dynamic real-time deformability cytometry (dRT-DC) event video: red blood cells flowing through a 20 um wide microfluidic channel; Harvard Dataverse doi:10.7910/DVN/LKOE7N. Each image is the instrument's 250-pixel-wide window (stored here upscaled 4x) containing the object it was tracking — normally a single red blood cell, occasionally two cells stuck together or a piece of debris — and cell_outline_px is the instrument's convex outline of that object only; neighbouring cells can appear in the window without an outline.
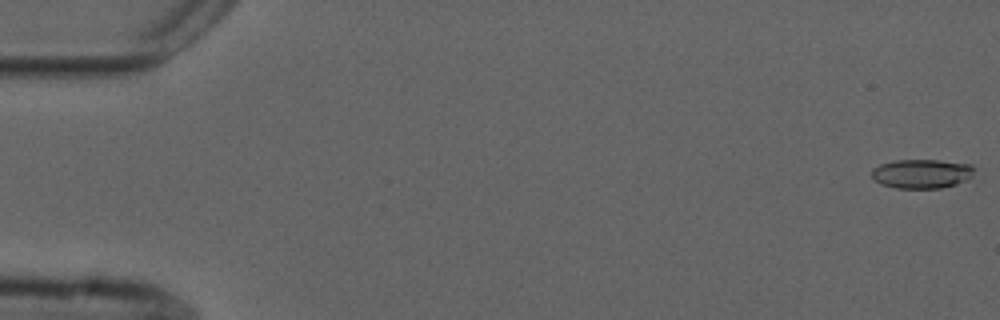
{"species": "common noctule bat (a hibernating species)", "species_latin": "Nyctalus noctula", "temperature_condition": "cold", "stored_images_in_passage": 55, "camera_frame_rate_fps": 3000, "um_per_image_px": 0.085, "animal": {"sex": "male", "forearm_length_mm": 52.5}, "frame": {"image": 1, "passage_image": 1, "time_ms": 0.0, "image_size_px": [1000, 320], "cell_outline_px": [[976, 168], [972, 176], [968, 180], [956, 184], [940, 188], [896, 188], [880, 184], [872, 176], [872, 168], [880, 164], [896, 160], [940, 160], [972, 164]], "centroid_in_image_um": [78.39, 14.76], "position_along_channel_um": 6.6, "area_um2": 17.63}}
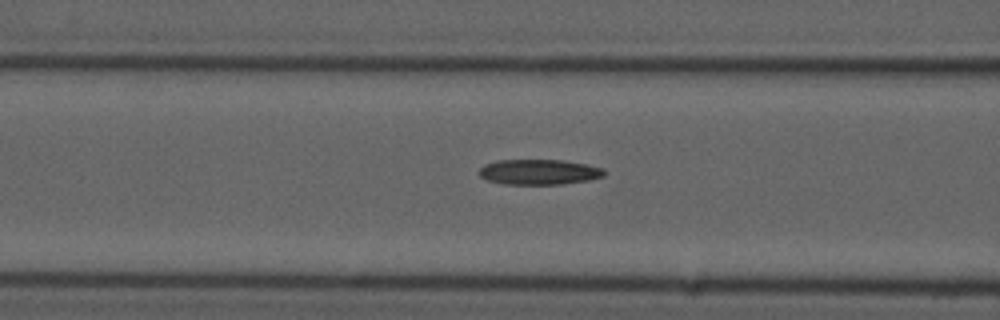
{"frame": {"image": 2, "passage_image": 22, "time_ms": 7.0, "image_size_px": [1000, 320], "cell_outline_px": [[604, 176], [588, 180], [560, 184], [504, 184], [488, 180], [480, 176], [480, 168], [484, 164], [496, 160], [564, 160], [588, 164], [604, 168]], "centroid_in_image_um": [45.83, 14.61], "position_along_channel_um": 120.8, "area_um2": 18.44}}
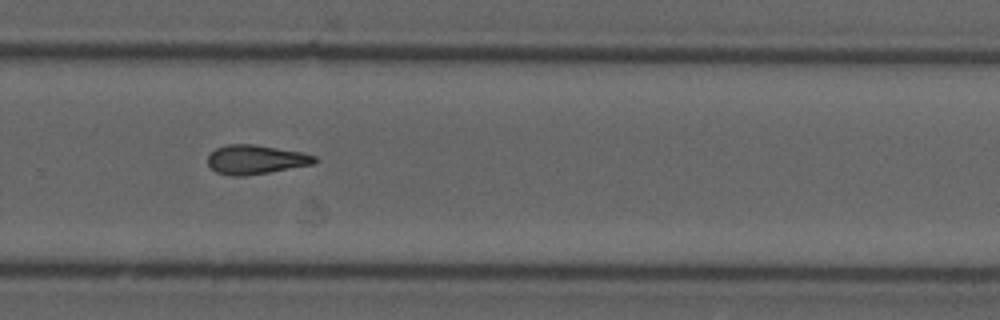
{"frame": {"image": 3, "passage_image": 37, "time_ms": 12.0, "image_size_px": [1000, 320], "cell_outline_px": [[320, 160], [316, 164], [244, 176], [232, 176], [216, 172], [208, 164], [208, 152], [216, 148], [228, 144], [256, 144], [304, 152], [316, 156]], "centroid_in_image_um": [21.78, 13.55], "position_along_channel_um": 308.0, "area_um2": 18.5}}